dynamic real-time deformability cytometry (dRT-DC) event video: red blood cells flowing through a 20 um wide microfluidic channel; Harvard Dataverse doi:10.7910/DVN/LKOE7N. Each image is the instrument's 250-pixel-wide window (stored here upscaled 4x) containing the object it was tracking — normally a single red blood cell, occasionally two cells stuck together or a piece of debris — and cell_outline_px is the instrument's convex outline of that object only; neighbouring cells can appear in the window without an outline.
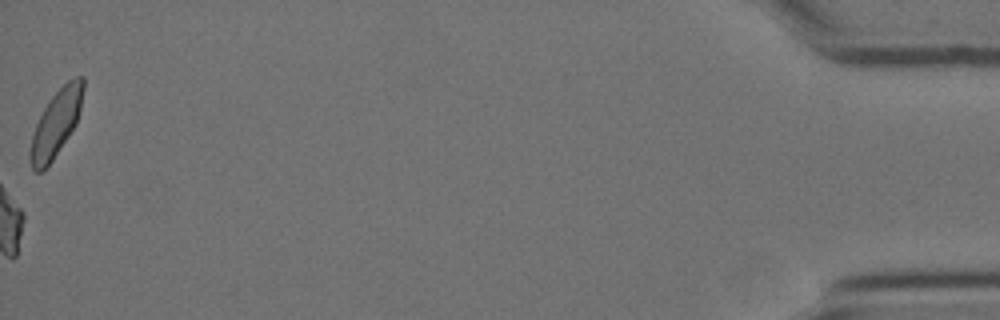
{"species": "Egyptian fruit bat (a non-hibernating species)", "species_latin": "Rousettus aegyptiacus", "temperature_condition": "cold", "stored_images_in_passage": 59, "camera_frame_rate_fps": 3000, "um_per_image_px": 0.085, "animal": {"sex": "female"}, "frame": {"image": 1, "passage_image": 59, "time_ms": 19.333, "image_size_px": [1000, 320], "cell_outline_px": [[84, 88], [80, 108], [76, 124], [52, 160], [40, 172], [36, 172], [32, 168], [28, 160], [28, 156], [32, 136], [36, 124], [44, 108], [52, 96], [68, 80], [76, 76], [84, 76]], "centroid_in_image_um": [4.75, 10.47], "position_along_channel_um": 430.4, "area_um2": 20.17}, "authors_computed_cell_mechanics": {"area_um2": 21.8484, "velocity_mm_per_s": 3.4953, "shape_relaxation_time_tau1_ms": 10.2493, "shape_relaxation_time_tau2_ms": 4.7209, "deformation_change_tau1": 0.2321, "deformation_change_tau2": 0.1333}}